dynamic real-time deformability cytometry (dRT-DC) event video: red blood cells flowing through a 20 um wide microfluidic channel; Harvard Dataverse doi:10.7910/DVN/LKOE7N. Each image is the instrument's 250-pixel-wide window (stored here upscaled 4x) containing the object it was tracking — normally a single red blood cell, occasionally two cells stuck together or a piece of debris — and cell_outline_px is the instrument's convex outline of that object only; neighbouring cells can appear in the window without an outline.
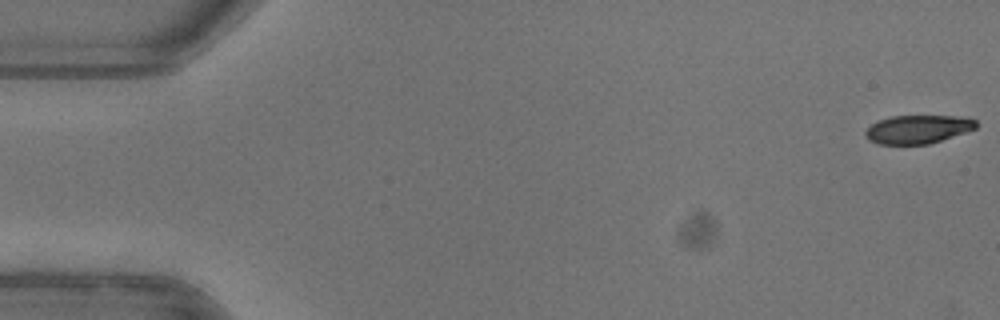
{"species": "common noctule bat (a hibernating species)", "species_latin": "Nyctalus noctula", "temperature_condition": "warm", "stored_images_in_passage": 6, "camera_frame_rate_fps": 3000, "um_per_image_px": 0.085, "animal": {"sex": "female"}, "frame": {"image": 1, "passage_image": 1, "time_ms": 0.0, "image_size_px": [1000, 320], "cell_outline_px": [[976, 128], [928, 144], [880, 144], [868, 140], [864, 136], [864, 132], [876, 120], [892, 116], [960, 116], [976, 120]], "centroid_in_image_um": [77.96, 10.98], "position_along_channel_um": 7.0, "area_um2": 18.21}}